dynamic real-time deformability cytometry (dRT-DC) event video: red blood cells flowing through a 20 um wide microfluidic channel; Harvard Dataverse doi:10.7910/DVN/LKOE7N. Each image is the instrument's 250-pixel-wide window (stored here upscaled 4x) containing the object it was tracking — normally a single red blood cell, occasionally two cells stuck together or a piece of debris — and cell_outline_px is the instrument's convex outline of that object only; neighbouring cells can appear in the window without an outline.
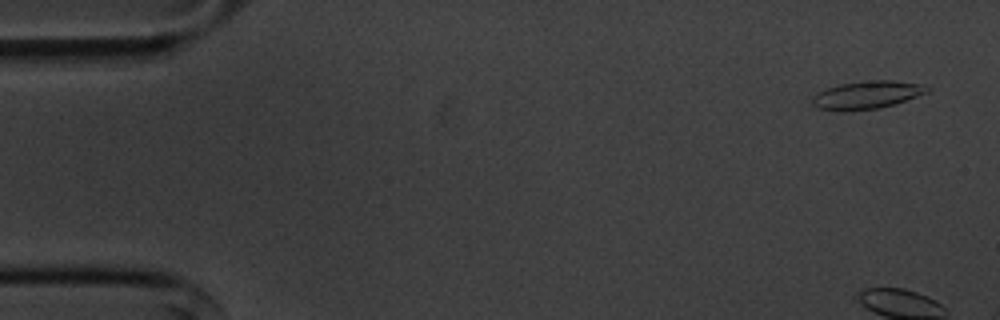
{"species": "common noctule bat (a hibernating species)", "species_latin": "Nyctalus noctula", "temperature_condition": "cold", "stored_images_in_passage": 6, "camera_frame_rate_fps": 3000, "um_per_image_px": 0.085, "animal": {"sex": "male", "body_mass_g": 20.1, "forearm_length_mm": 53.5}, "frame": {"image": 1, "passage_image": 3, "time_ms": 0.667, "image_size_px": [1000, 320], "cell_outline_px": [[932, 88], [928, 92], [880, 108], [844, 112], [820, 108], [812, 104], [812, 96], [828, 88], [840, 84], [876, 80], [892, 80], [920, 84]], "centroid_in_image_um": [73.68, 8.08], "position_along_channel_um": 11.3, "area_um2": 18.38}}